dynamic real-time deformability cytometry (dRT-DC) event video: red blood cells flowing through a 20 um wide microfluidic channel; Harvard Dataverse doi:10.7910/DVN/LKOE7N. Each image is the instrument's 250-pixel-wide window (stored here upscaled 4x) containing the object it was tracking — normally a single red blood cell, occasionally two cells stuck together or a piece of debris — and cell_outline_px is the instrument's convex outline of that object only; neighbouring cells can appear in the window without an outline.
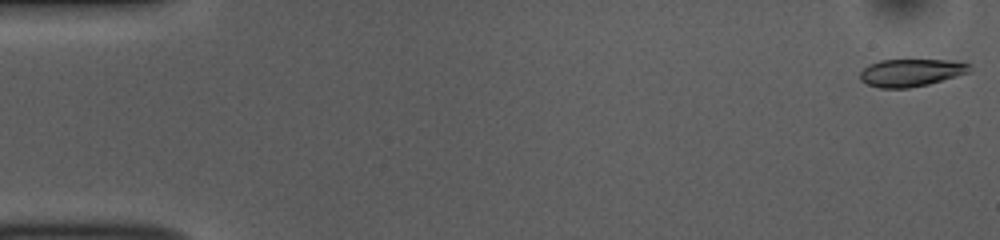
{"species": "common noctule bat (a hibernating species)", "species_latin": "Nyctalus noctula", "temperature_condition": "room temperature", "stored_images_in_passage": 53, "camera_frame_rate_fps": 3000, "um_per_image_px": 0.085, "animal": {"sex": "female", "body_mass_g": 10.0, "forearm_length_mm": 53.1}, "frame": {"image": 1, "passage_image": 1, "time_ms": 0.0, "image_size_px": [1000, 240], "cell_outline_px": [[972, 68], [968, 72], [956, 76], [928, 84], [908, 88], [880, 88], [868, 84], [860, 80], [860, 72], [868, 64], [880, 60], [952, 60], [972, 64]], "centroid_in_image_um": [77.43, 6.16], "position_along_channel_um": 7.6, "area_um2": 17.57}}
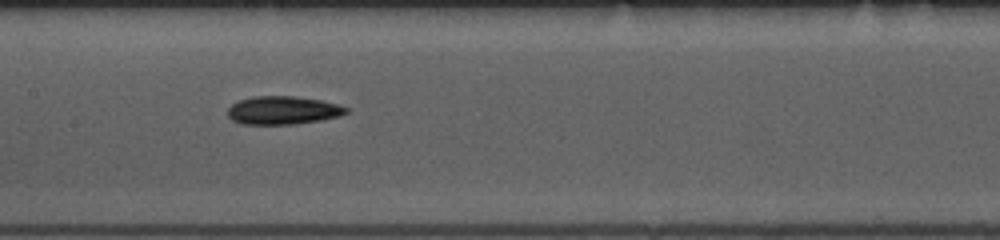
{"frame": {"image": 2, "passage_image": 26, "time_ms": 8.333, "image_size_px": [1000, 240], "cell_outline_px": [[348, 112], [340, 116], [320, 120], [296, 124], [240, 124], [232, 120], [228, 116], [228, 108], [236, 100], [252, 96], [296, 96], [320, 100], [336, 104], [348, 108]], "centroid_in_image_um": [24.01, 9.37], "position_along_channel_um": 183.4, "area_um2": 19.59}}
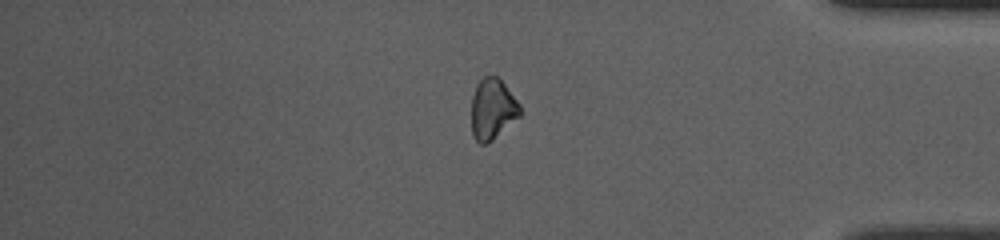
{"frame": {"image": 3, "passage_image": 45, "time_ms": 14.667, "image_size_px": [1000, 240], "cell_outline_px": [[524, 112], [520, 116], [488, 144], [480, 144], [472, 136], [472, 96], [476, 84], [484, 76], [496, 76], [504, 84], [520, 104]], "centroid_in_image_um": [41.87, 9.29], "position_along_channel_um": 393.3, "area_um2": 17.34}, "authors_computed_cell_mechanics": {"area_um2": 18.7272, "velocity_mm_per_s": 3.7335, "shape_relaxation_time_tau1_ms": 3.1777, "shape_relaxation_time_tau2_ms": null, "deformation_change_tau1": 0.1151, "deformation_change_tau2": null}}